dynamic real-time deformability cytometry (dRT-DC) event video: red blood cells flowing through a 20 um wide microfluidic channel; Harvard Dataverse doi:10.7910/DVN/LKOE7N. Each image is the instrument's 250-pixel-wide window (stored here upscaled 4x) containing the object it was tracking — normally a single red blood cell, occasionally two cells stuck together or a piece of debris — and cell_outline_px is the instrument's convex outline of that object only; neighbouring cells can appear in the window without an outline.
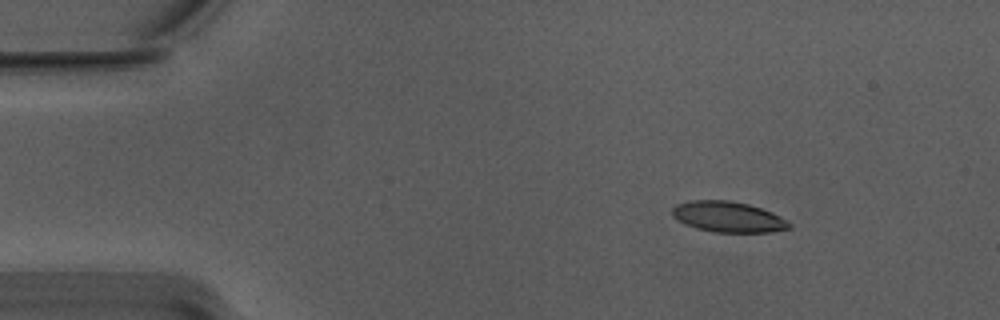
{"species": "Egyptian fruit bat (a non-hibernating species)", "species_latin": "Rousettus aegyptiacus", "temperature_condition": "warm", "stored_images_in_passage": 20, "camera_frame_rate_fps": 3000, "um_per_image_px": 0.085, "animal": {"sex": "male"}, "frame": {"image": 1, "passage_image": 1, "time_ms": 0.0, "image_size_px": [1000, 320], "cell_outline_px": [[792, 224], [788, 228], [768, 232], [716, 232], [696, 228], [684, 224], [672, 216], [672, 208], [676, 204], [692, 200], [728, 200], [748, 204], [772, 212]], "centroid_in_image_um": [61.84, 18.42], "position_along_channel_um": 23.2, "area_um2": 20.75}}
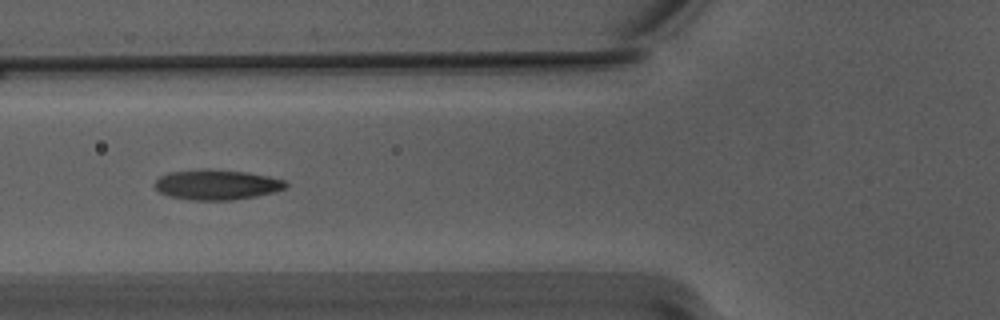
{"frame": {"image": 2, "passage_image": 14, "time_ms": 4.333, "image_size_px": [1000, 320], "cell_outline_px": [[288, 188], [276, 192], [236, 200], [188, 200], [168, 196], [160, 192], [152, 184], [160, 176], [168, 172], [208, 168], [248, 172], [268, 176], [284, 180], [288, 184]], "centroid_in_image_um": [18.43, 15.7], "position_along_channel_um": 107.4, "area_um2": 23.47}}
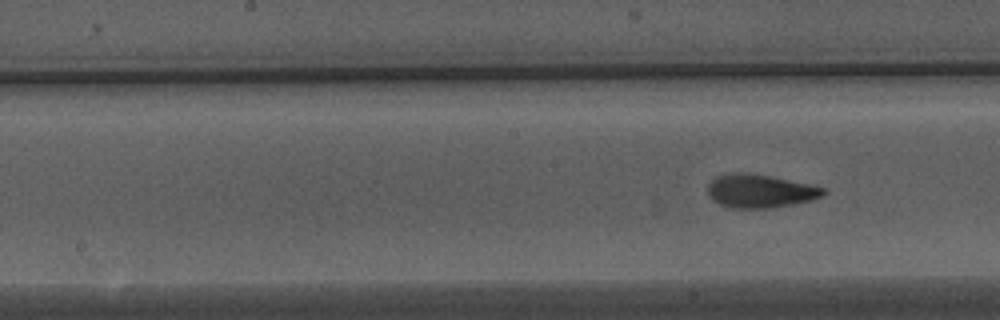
{"frame": {"image": 3, "passage_image": 20, "time_ms": 6.333, "image_size_px": [1000, 320], "cell_outline_px": [[828, 192], [824, 196], [812, 200], [772, 208], [728, 208], [712, 200], [708, 196], [708, 184], [716, 176], [732, 172], [748, 172], [808, 184], [824, 188]], "centroid_in_image_um": [64.58, 16.24], "position_along_channel_um": 183.6, "area_um2": 22.6}}